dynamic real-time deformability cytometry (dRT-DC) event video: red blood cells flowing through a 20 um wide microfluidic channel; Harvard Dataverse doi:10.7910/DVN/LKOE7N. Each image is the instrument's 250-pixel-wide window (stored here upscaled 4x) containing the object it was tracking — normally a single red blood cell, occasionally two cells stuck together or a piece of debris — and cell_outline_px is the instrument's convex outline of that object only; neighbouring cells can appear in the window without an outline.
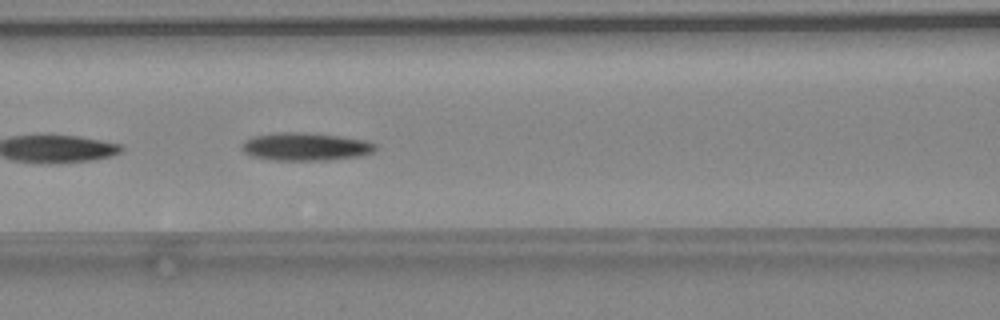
{"species": "common noctule bat (a hibernating species)", "species_latin": "Nyctalus noctula", "temperature_condition": "warm", "stored_images_in_passage": 28, "camera_frame_rate_fps": 3000, "um_per_image_px": 0.085, "animal": {"sex": "female", "body_mass_g": 24.6, "forearm_length_mm": 56.2}, "frame": {"image": 1, "passage_image": 23, "time_ms": 7.333, "image_size_px": [1000, 320], "cell_outline_px": [[376, 148], [372, 152], [360, 156], [328, 160], [272, 160], [252, 156], [244, 152], [240, 148], [240, 144], [244, 140], [252, 136], [280, 132], [304, 132], [340, 136], [368, 140], [376, 144]], "centroid_in_image_um": [25.94, 12.46], "position_along_channel_um": 140.7, "area_um2": 21.96}}
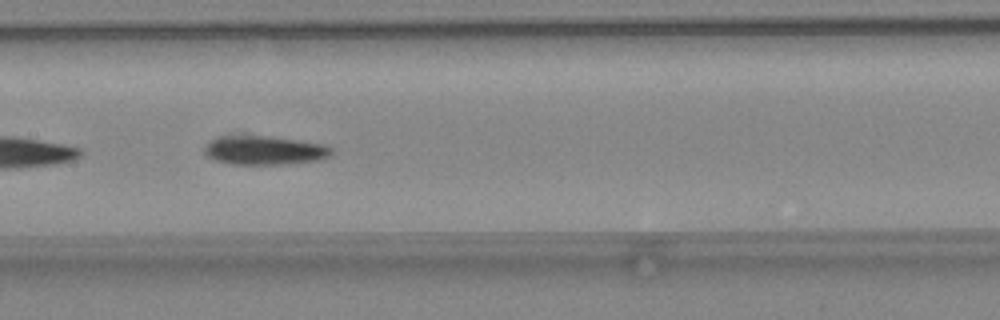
{"frame": {"image": 2, "passage_image": 26, "time_ms": 8.333, "image_size_px": [1000, 320], "cell_outline_px": [[332, 152], [328, 156], [320, 160], [280, 164], [232, 164], [212, 160], [204, 156], [204, 144], [208, 140], [220, 136], [272, 136], [324, 144], [332, 148]], "centroid_in_image_um": [22.4, 12.77], "position_along_channel_um": 185.0, "area_um2": 21.62}}